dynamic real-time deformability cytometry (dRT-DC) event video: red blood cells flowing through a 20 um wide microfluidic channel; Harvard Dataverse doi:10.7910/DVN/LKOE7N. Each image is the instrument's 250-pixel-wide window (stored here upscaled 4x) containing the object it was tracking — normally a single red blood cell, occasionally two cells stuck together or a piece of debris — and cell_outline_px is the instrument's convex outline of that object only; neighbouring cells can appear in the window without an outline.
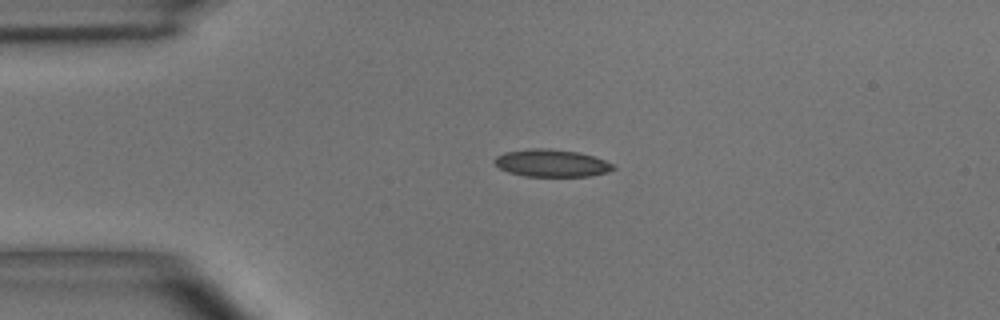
{"species": "common noctule bat (a hibernating species)", "species_latin": "Nyctalus noctula", "temperature_condition": "room temperature", "stored_images_in_passage": 3, "camera_frame_rate_fps": 3000, "um_per_image_px": 0.085, "animal": {"sex": "male", "body_mass_g": 15.6}, "frame": {"image": 1, "passage_image": 3, "time_ms": 2.667, "image_size_px": [1000, 320], "cell_outline_px": [[616, 168], [608, 172], [588, 176], [524, 176], [508, 172], [500, 168], [492, 160], [496, 156], [504, 152], [532, 148], [548, 148], [580, 152], [604, 160], [612, 164]], "centroid_in_image_um": [46.86, 13.86], "position_along_channel_um": 38.1, "area_um2": 18.96}}